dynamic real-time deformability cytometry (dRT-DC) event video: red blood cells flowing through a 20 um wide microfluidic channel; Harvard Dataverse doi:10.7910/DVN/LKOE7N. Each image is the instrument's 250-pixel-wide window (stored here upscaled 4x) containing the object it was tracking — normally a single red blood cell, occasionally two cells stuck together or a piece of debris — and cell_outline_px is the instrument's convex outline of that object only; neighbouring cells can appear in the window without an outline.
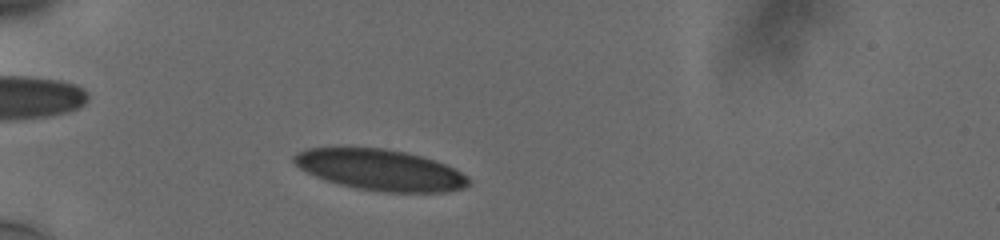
{"species": "human", "species_latin": "Homo sapiens", "temperature_condition": "cold", "stored_images_in_passage": 39, "camera_frame_rate_fps": 3000, "um_per_image_px": 0.085, "donor": {"sex": "male"}, "frame": {"image": 1, "passage_image": 6, "time_ms": 1.667, "image_size_px": [1000, 240], "cell_outline_px": [[472, 180], [464, 188], [444, 192], [380, 192], [356, 188], [324, 180], [300, 168], [292, 160], [292, 156], [296, 152], [308, 148], [384, 148], [408, 152], [436, 160], [468, 176]], "centroid_in_image_um": [32.34, 14.44], "position_along_channel_um": 52.7, "area_um2": 41.73}}
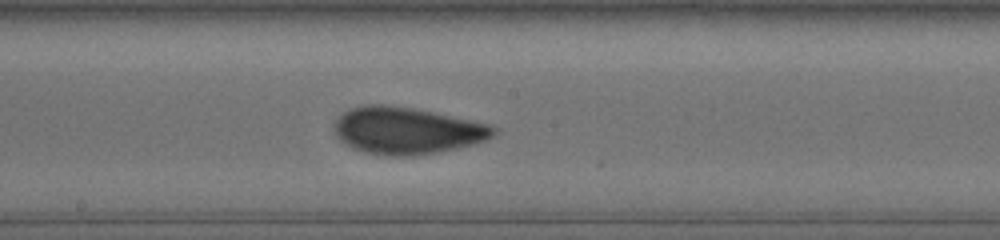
{"frame": {"image": 2, "passage_image": 21, "time_ms": 6.667, "image_size_px": [1000, 240], "cell_outline_px": [[496, 132], [488, 140], [476, 144], [436, 152], [412, 156], [388, 156], [368, 152], [352, 148], [340, 140], [336, 136], [336, 120], [344, 112], [352, 108], [368, 104], [380, 104], [412, 108], [492, 124], [496, 128]], "centroid_in_image_um": [34.63, 11.11], "position_along_channel_um": 213.6, "area_um2": 43.23}}
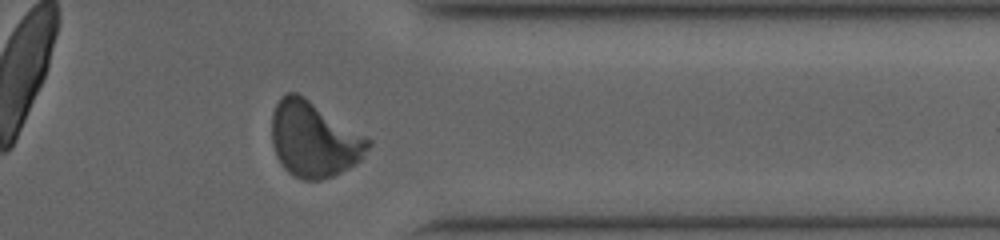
{"frame": {"image": 3, "passage_image": 35, "time_ms": 11.333, "image_size_px": [1000, 240], "cell_outline_px": [[372, 144], [360, 160], [356, 164], [332, 176], [320, 180], [300, 180], [292, 176], [284, 168], [276, 156], [272, 144], [272, 112], [280, 96], [288, 92], [296, 92], [304, 96], [372, 140]], "centroid_in_image_um": [26.67, 11.85], "position_along_channel_um": 384.7, "area_um2": 42.54}, "authors_computed_cell_mechanics": {"area_um2": 41.905, "velocity_mm_per_s": 3.7413, "shape_relaxation_time_tau1_ms": 4.8675, "shape_relaxation_time_tau2_ms": 0.7475, "deformation_change_tau1": 0.1458, "deformation_change_tau2": 0.0541}}